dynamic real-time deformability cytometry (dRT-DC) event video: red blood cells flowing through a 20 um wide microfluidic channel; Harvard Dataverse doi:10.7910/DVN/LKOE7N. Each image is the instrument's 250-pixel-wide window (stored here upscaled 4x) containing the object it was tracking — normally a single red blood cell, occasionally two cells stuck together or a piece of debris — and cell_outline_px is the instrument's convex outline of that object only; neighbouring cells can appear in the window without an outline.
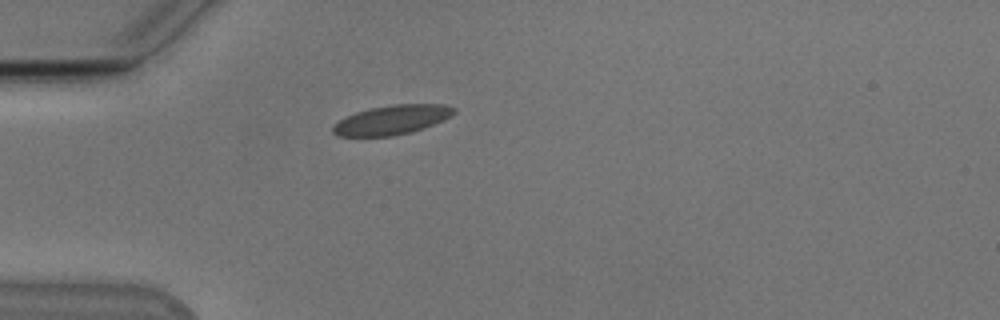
{"species": "Egyptian fruit bat (a non-hibernating species)", "species_latin": "Rousettus aegyptiacus", "temperature_condition": "cold", "stored_images_in_passage": 39, "camera_frame_rate_fps": 3000, "um_per_image_px": 0.085, "animal": {"sex": "male"}, "frame": {"image": 1, "passage_image": 1, "time_ms": 0.0, "image_size_px": [1000, 320], "cell_outline_px": [[456, 112], [452, 116], [444, 120], [424, 128], [412, 132], [392, 136], [336, 136], [332, 132], [332, 124], [356, 112], [372, 108], [392, 104], [444, 104], [456, 108]], "centroid_in_image_um": [33.34, 10.19], "position_along_channel_um": 51.7, "area_um2": 20.81}}
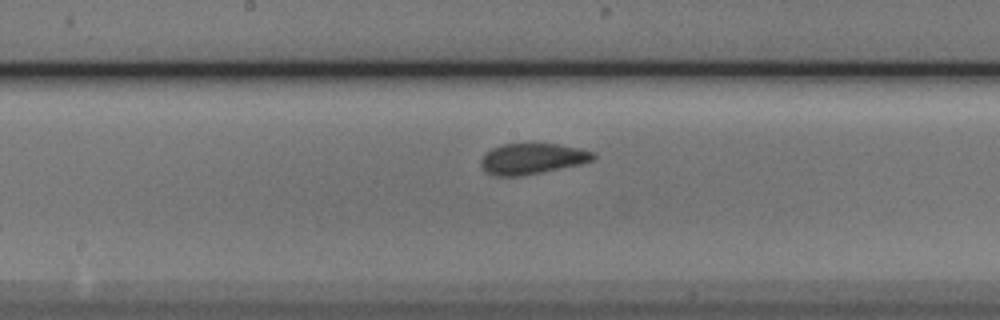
{"frame": {"image": 2, "passage_image": 14, "time_ms": 4.333, "image_size_px": [1000, 320], "cell_outline_px": [[596, 156], [592, 160], [580, 164], [520, 176], [496, 176], [484, 172], [480, 164], [480, 160], [492, 148], [504, 144], [556, 144], [596, 152]], "centroid_in_image_um": [45.21, 13.5], "position_along_channel_um": 203.0, "area_um2": 19.88}}
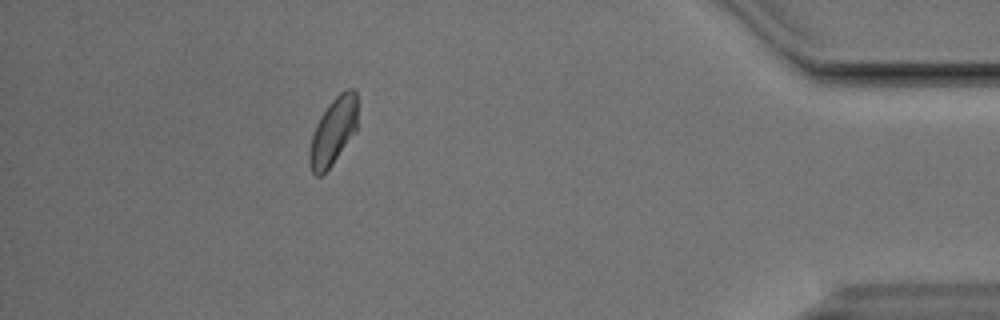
{"frame": {"image": 3, "passage_image": 34, "time_ms": 11.0, "image_size_px": [1000, 320], "cell_outline_px": [[356, 128], [332, 164], [320, 176], [316, 176], [312, 172], [308, 160], [308, 156], [312, 136], [316, 124], [320, 116], [328, 104], [340, 92], [348, 88], [352, 88], [356, 92]], "centroid_in_image_um": [28.29, 11.15], "position_along_channel_um": 406.9, "area_um2": 18.32}, "authors_computed_cell_mechanics": {"area_um2": 19.7098, "velocity_mm_per_s": 3.7878, "shape_relaxation_time_tau1_ms": 7.0826, "shape_relaxation_time_tau2_ms": 0.491, "deformation_change_tau1": 0.1343, "deformation_change_tau2": 0.0321}}